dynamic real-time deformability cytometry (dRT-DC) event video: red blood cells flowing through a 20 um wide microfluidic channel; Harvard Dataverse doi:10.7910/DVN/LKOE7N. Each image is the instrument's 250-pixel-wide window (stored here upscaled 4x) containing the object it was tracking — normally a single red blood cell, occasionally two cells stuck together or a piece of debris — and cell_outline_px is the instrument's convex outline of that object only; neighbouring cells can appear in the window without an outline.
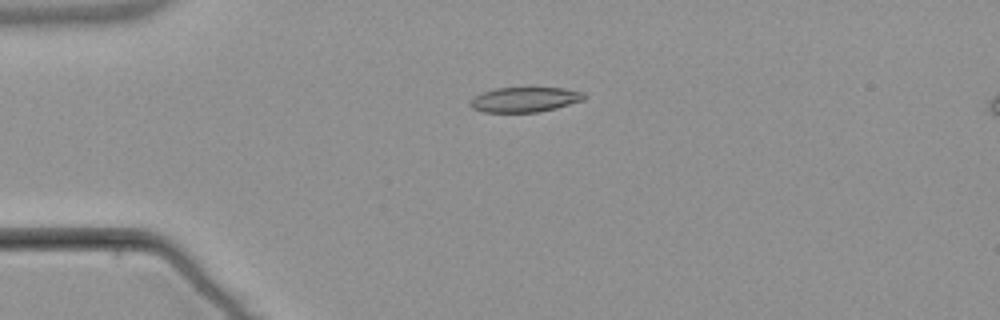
{"species": "common noctule bat (a hibernating species)", "species_latin": "Nyctalus noctula", "temperature_condition": "warm", "stored_images_in_passage": 6, "camera_frame_rate_fps": 3000, "um_per_image_px": 0.085, "animal": {"sex": "male", "body_mass_g": 21.5, "forearm_length_mm": 52.0}, "frame": {"image": 1, "passage_image": 4, "time_ms": 3.667, "image_size_px": [1000, 320], "cell_outline_px": [[588, 96], [584, 100], [556, 108], [540, 112], [484, 112], [472, 108], [468, 104], [476, 96], [484, 92], [496, 88], [564, 88], [584, 92]], "centroid_in_image_um": [44.66, 8.47], "position_along_channel_um": 40.3, "area_um2": 16.53}}
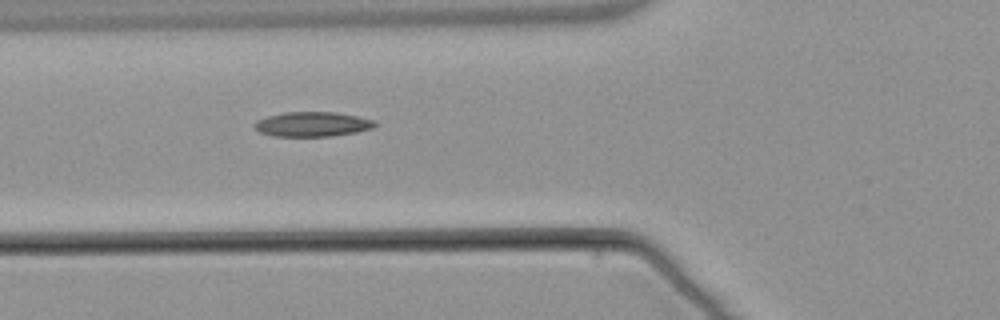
{"frame": {"image": 2, "passage_image": 6, "time_ms": 6.0, "image_size_px": [1000, 320], "cell_outline_px": [[376, 124], [372, 128], [356, 132], [332, 136], [272, 136], [260, 132], [256, 128], [256, 120], [268, 116], [284, 112], [336, 112], [376, 120]], "centroid_in_image_um": [26.57, 10.55], "position_along_channel_um": 99.2, "area_um2": 17.22}}